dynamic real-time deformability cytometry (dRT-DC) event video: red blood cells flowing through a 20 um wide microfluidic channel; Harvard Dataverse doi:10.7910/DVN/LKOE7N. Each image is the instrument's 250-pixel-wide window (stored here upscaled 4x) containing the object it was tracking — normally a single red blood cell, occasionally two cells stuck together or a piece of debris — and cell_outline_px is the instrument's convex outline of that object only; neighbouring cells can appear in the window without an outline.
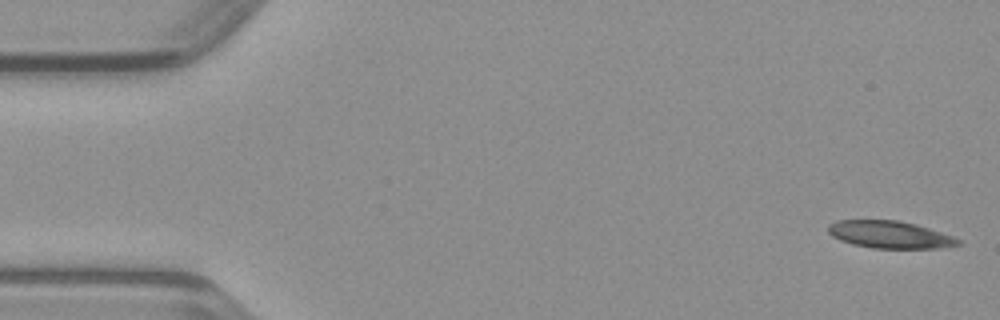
{"species": "common noctule bat (a hibernating species)", "species_latin": "Nyctalus noctula", "temperature_condition": "warm", "stored_images_in_passage": 11, "camera_frame_rate_fps": 3000, "um_per_image_px": 0.085, "animal": {"sex": "male", "body_mass_g": 23.1, "forearm_length_mm": 52.7}, "frame": {"image": 1, "passage_image": 1, "time_ms": 0.0, "image_size_px": [1000, 320], "cell_outline_px": [[960, 244], [940, 248], [872, 248], [852, 244], [840, 240], [832, 236], [828, 232], [828, 224], [836, 220], [896, 220], [916, 224], [952, 236], [960, 240]], "centroid_in_image_um": [75.59, 19.94], "position_along_channel_um": 9.4, "area_um2": 20.58}}